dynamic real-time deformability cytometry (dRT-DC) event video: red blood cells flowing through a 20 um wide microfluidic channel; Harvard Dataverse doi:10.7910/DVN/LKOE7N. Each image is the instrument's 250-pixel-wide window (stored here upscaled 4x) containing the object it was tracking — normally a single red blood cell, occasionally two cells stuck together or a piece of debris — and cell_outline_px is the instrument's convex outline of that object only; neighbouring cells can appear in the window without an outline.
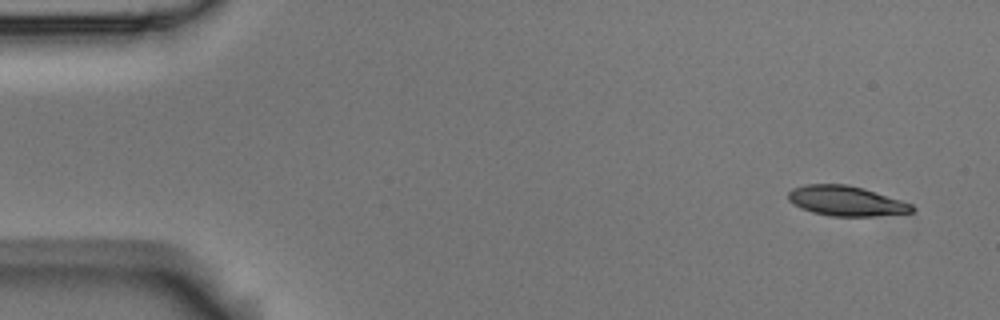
{"species": "Egyptian fruit bat (a non-hibernating species)", "species_latin": "Rousettus aegyptiacus", "temperature_condition": "room temperature", "stored_images_in_passage": 8, "camera_frame_rate_fps": 3000, "um_per_image_px": 0.085, "animal": {"sex": "male"}, "frame": {"image": 1, "passage_image": 1, "time_ms": 0.0, "image_size_px": [1000, 320], "cell_outline_px": [[916, 208], [912, 212], [872, 216], [832, 216], [812, 212], [800, 208], [788, 200], [788, 192], [792, 188], [808, 184], [848, 184], [864, 188], [912, 204]], "centroid_in_image_um": [71.9, 17.07], "position_along_channel_um": 13.1, "area_um2": 21.56}}
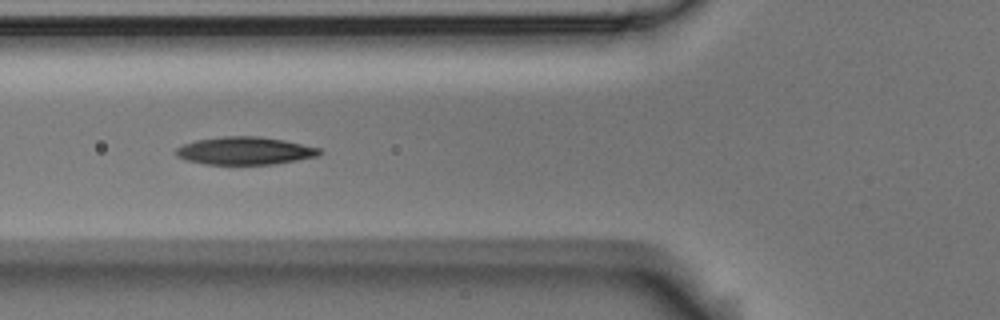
{"frame": {"image": 2, "passage_image": 6, "time_ms": 1.667, "image_size_px": [1000, 320], "cell_outline_px": [[320, 152], [316, 156], [276, 164], [204, 164], [188, 160], [176, 156], [176, 148], [184, 144], [196, 140], [224, 136], [256, 136], [284, 140], [320, 148]], "centroid_in_image_um": [20.79, 12.81], "position_along_channel_um": 105.0, "area_um2": 22.95}}
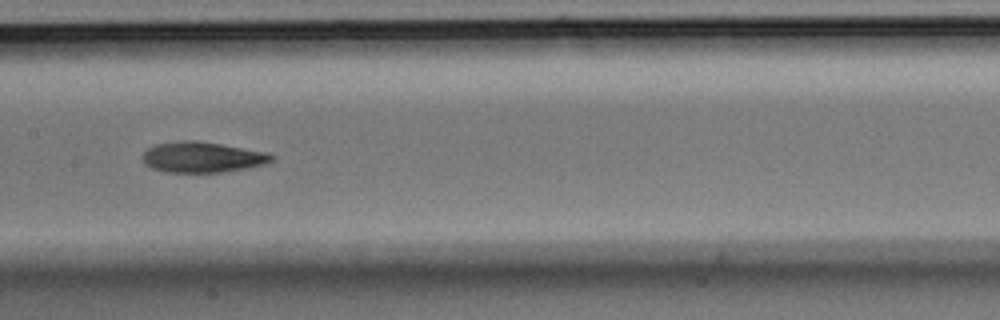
{"frame": {"image": 3, "passage_image": 8, "time_ms": 2.333, "image_size_px": [1000, 320], "cell_outline_px": [[276, 156], [272, 160], [264, 164], [248, 168], [220, 172], [164, 172], [152, 168], [144, 164], [140, 156], [148, 148], [156, 144], [184, 140], [196, 140], [268, 152]], "centroid_in_image_um": [17.17, 13.36], "position_along_channel_um": 190.2, "area_um2": 23.12}}